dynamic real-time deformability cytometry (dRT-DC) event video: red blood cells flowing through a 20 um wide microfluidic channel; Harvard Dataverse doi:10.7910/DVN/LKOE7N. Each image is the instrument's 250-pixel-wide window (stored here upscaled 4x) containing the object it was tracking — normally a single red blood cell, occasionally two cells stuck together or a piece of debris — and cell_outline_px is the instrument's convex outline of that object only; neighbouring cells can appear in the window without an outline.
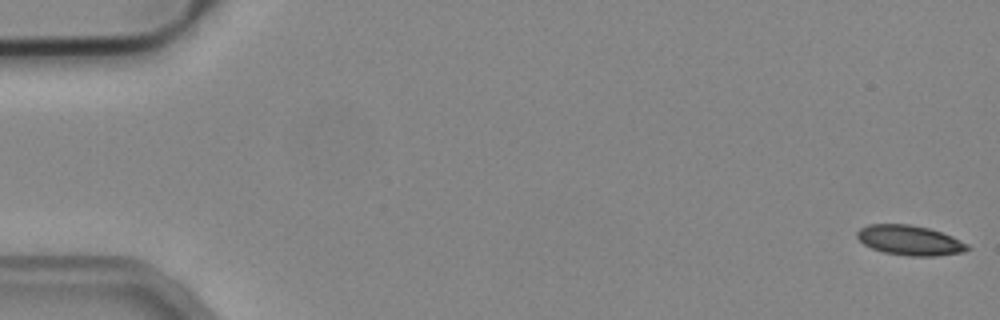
{"species": "common noctule bat (a hibernating species)", "species_latin": "Nyctalus noctula", "temperature_condition": "cold", "stored_images_in_passage": 53, "camera_frame_rate_fps": 3000, "um_per_image_px": 0.085, "animal": {"sex": "male", "body_mass_g": 19.2, "forearm_length_mm": 51.8}, "frame": {"image": 1, "passage_image": 1, "time_ms": 0.0, "image_size_px": [1000, 320], "cell_outline_px": [[972, 248], [964, 252], [936, 256], [908, 256], [884, 252], [872, 248], [864, 244], [856, 236], [856, 232], [860, 228], [868, 224], [908, 224], [928, 228], [952, 236], [968, 244]], "centroid_in_image_um": [77.34, 20.43], "position_along_channel_um": 7.7, "area_um2": 19.25}}
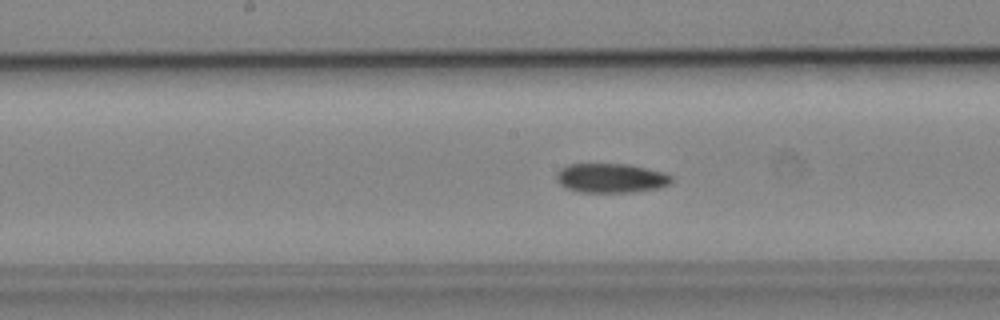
{"frame": {"image": 2, "passage_image": 27, "time_ms": 8.667, "image_size_px": [1000, 320], "cell_outline_px": [[672, 180], [668, 184], [660, 188], [632, 192], [580, 192], [568, 188], [560, 184], [556, 180], [556, 172], [560, 168], [568, 164], [628, 164], [664, 172], [672, 176]], "centroid_in_image_um": [51.92, 15.13], "position_along_channel_um": 196.3, "area_um2": 19.71}}
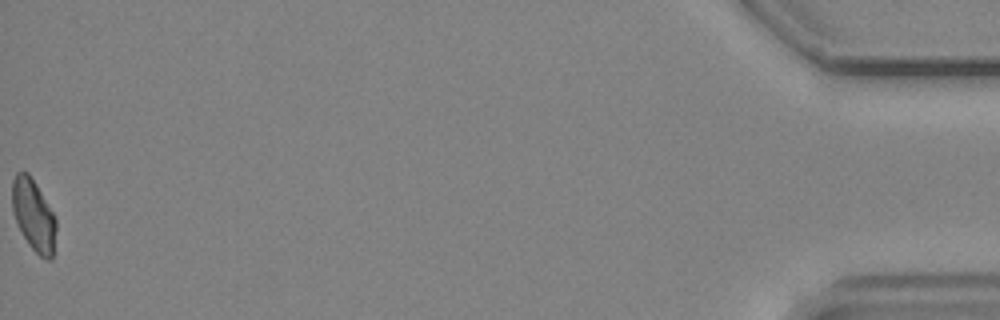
{"frame": {"image": 3, "passage_image": 53, "time_ms": 17.333, "image_size_px": [1000, 320], "cell_outline_px": [[56, 228], [52, 260], [48, 260], [40, 256], [28, 244], [12, 212], [12, 180], [16, 172], [28, 172], [36, 184], [52, 212], [56, 220]], "centroid_in_image_um": [2.84, 18.28], "position_along_channel_um": 432.4, "area_um2": 18.09}}